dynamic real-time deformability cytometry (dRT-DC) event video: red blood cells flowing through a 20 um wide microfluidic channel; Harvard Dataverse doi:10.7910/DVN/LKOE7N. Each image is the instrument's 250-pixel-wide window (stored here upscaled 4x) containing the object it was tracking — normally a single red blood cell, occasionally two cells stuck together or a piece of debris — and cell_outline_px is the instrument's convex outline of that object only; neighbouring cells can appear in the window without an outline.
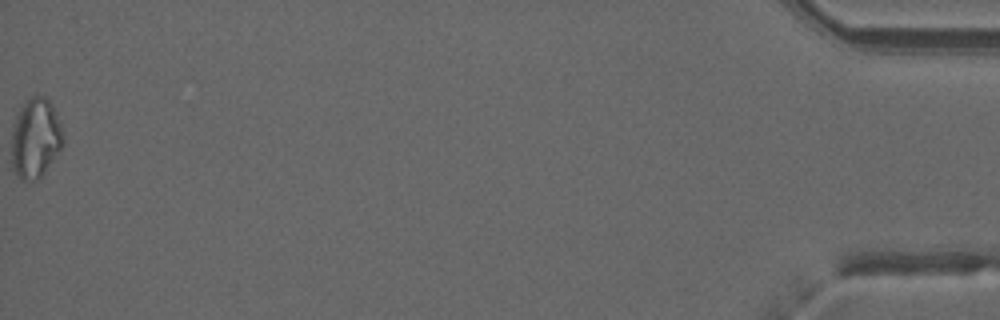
{"species": "common noctule bat (a hibernating species)", "species_latin": "Nyctalus noctula", "temperature_condition": "warm", "stored_images_in_passage": 39, "camera_frame_rate_fps": 3000, "um_per_image_px": 0.085, "animal": {"sex": "male", "forearm_length_mm": 52.5}, "frame": {"image": 1, "passage_image": 39, "time_ms": 12.667, "image_size_px": [1000, 320], "cell_outline_px": [[64, 144], [44, 172], [36, 180], [20, 180], [12, 168], [12, 128], [16, 116], [20, 108], [32, 96], [44, 96], [52, 104], [56, 112], [64, 132]], "centroid_in_image_um": [3.03, 11.75], "position_along_channel_um": 432.2, "area_um2": 23.99}, "authors_computed_cell_mechanics": {"area_um2": 18.7272, "velocity_mm_per_s": 4.0307, "shape_relaxation_time_tau1_ms": null, "shape_relaxation_time_tau2_ms": 5.4855, "deformation_change_tau1": null, "deformation_change_tau2": 0.1734}}